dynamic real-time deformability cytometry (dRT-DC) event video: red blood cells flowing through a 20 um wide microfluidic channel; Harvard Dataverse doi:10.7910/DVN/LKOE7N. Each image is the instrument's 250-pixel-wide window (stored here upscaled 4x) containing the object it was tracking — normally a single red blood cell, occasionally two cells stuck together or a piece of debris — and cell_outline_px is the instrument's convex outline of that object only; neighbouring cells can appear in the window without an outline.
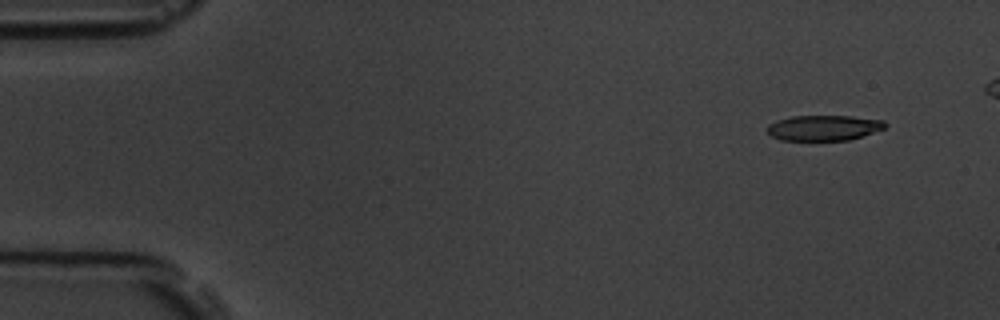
{"species": "common noctule bat (a hibernating species)", "species_latin": "Nyctalus noctula", "temperature_condition": "room temperature", "stored_images_in_passage": 5, "camera_frame_rate_fps": 3000, "um_per_image_px": 0.085, "animal": {"sex": "male", "body_mass_g": 19.5, "forearm_length_mm": 54.6}, "frame": {"image": 1, "passage_image": 1, "time_ms": 0.0, "image_size_px": [1000, 320], "cell_outline_px": [[888, 124], [884, 128], [848, 140], [780, 140], [772, 136], [768, 132], [768, 124], [776, 120], [792, 116], [852, 116], [884, 120]], "centroid_in_image_um": [70.0, 10.85], "position_along_channel_um": 15.0, "area_um2": 17.34}}